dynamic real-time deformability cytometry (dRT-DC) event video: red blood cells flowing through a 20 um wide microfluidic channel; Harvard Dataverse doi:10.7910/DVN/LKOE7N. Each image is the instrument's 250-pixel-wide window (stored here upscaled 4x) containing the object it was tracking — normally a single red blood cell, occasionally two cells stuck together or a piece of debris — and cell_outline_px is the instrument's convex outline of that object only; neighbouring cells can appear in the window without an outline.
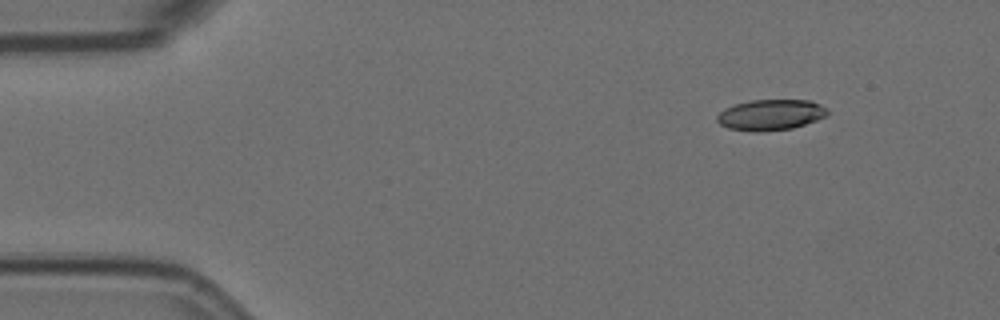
{"species": "Egyptian fruit bat (a non-hibernating species)", "species_latin": "Rousettus aegyptiacus", "temperature_condition": "room temperature", "stored_images_in_passage": 4, "camera_frame_rate_fps": 3000, "um_per_image_px": 0.085, "animal": {"sex": "female"}, "frame": {"image": 1, "passage_image": 1, "time_ms": 0.0, "image_size_px": [1000, 320], "cell_outline_px": [[828, 116], [792, 128], [760, 132], [752, 132], [728, 128], [720, 124], [716, 120], [716, 116], [724, 108], [748, 100], [808, 100], [820, 104], [828, 112]], "centroid_in_image_um": [65.47, 9.76], "position_along_channel_um": 19.5, "area_um2": 19.83}}
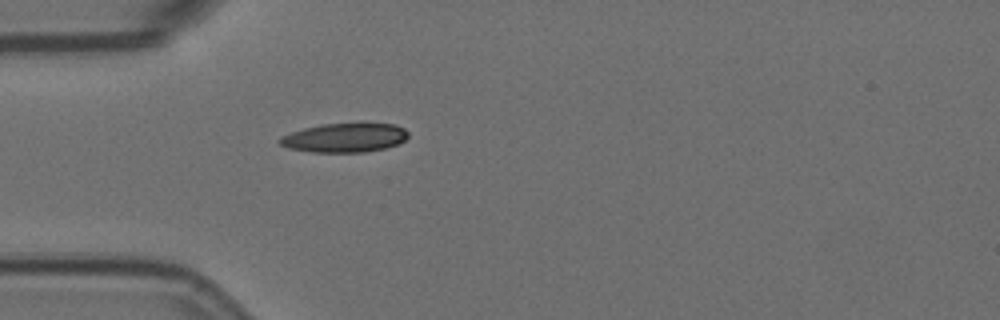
{"frame": {"image": 2, "passage_image": 4, "time_ms": 1.0, "image_size_px": [1000, 320], "cell_outline_px": [[408, 136], [404, 140], [396, 144], [384, 148], [364, 152], [312, 152], [288, 148], [280, 144], [280, 136], [304, 128], [324, 124], [364, 120], [396, 124], [404, 128], [408, 132]], "centroid_in_image_um": [29.36, 11.65], "position_along_channel_um": 55.6, "area_um2": 22.48}}